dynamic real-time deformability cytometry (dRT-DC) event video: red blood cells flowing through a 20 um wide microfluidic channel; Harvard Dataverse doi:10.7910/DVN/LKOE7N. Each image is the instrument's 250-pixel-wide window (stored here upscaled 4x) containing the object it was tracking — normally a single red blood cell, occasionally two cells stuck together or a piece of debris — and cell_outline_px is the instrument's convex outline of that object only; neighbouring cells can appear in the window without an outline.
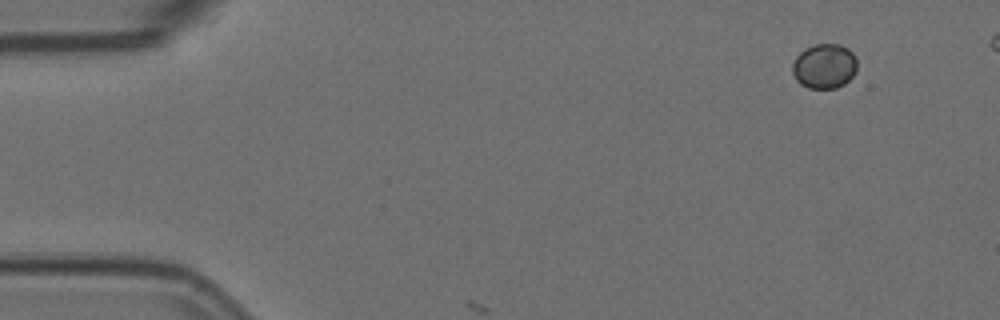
{"species": "Egyptian fruit bat (a non-hibernating species)", "species_latin": "Rousettus aegyptiacus", "temperature_condition": "room temperature", "stored_images_in_passage": 3, "camera_frame_rate_fps": 3000, "um_per_image_px": 0.085, "animal": {"sex": "female"}, "frame": {"image": 1, "passage_image": 1, "time_ms": 0.0, "image_size_px": [1000, 320], "cell_outline_px": [[856, 68], [852, 76], [844, 84], [836, 88], [808, 88], [800, 84], [796, 80], [792, 72], [792, 64], [796, 56], [804, 48], [812, 44], [840, 44], [848, 48], [852, 52], [856, 60]], "centroid_in_image_um": [70.04, 5.61], "position_along_channel_um": 15.0, "area_um2": 16.99}}